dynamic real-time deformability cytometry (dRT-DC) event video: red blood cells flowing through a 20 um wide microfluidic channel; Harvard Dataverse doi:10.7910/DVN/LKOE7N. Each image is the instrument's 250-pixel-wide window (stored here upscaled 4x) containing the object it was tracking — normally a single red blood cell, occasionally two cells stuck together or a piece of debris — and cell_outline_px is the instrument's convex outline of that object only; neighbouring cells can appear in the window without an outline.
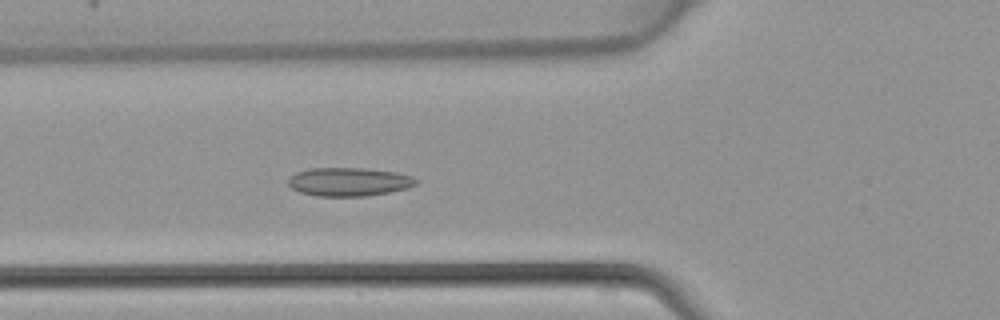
{"species": "common noctule bat (a hibernating species)", "species_latin": "Nyctalus noctula", "temperature_condition": "warm", "stored_images_in_passage": 45, "camera_frame_rate_fps": 3000, "um_per_image_px": 0.085, "animal": {"sex": "female", "body_mass_g": 22.7, "forearm_length_mm": 54.2}, "frame": {"image": 1, "passage_image": 16, "time_ms": 5.0, "image_size_px": [1000, 320], "cell_outline_px": [[420, 184], [408, 188], [388, 192], [364, 196], [316, 196], [300, 192], [292, 188], [288, 184], [288, 180], [296, 172], [308, 168], [364, 168], [396, 172], [412, 176], [420, 180]], "centroid_in_image_um": [29.7, 15.45], "position_along_channel_um": 96.1, "area_um2": 21.39}}
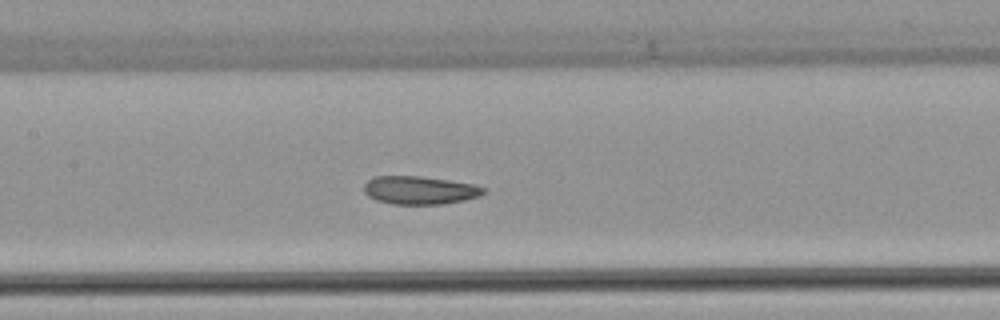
{"frame": {"image": 2, "passage_image": 21, "time_ms": 6.667, "image_size_px": [1000, 320], "cell_outline_px": [[484, 192], [480, 196], [464, 200], [444, 204], [392, 204], [376, 200], [368, 196], [364, 192], [364, 184], [368, 180], [376, 176], [420, 176], [448, 180], [472, 184], [484, 188]], "centroid_in_image_um": [35.64, 16.17], "position_along_channel_um": 171.8, "area_um2": 19.54}}
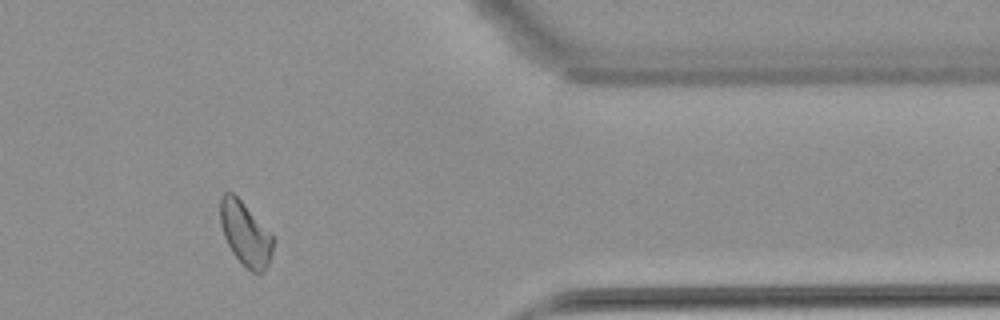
{"frame": {"image": 3, "passage_image": 37, "time_ms": 12.0, "image_size_px": [1000, 320], "cell_outline_px": [[272, 252], [268, 264], [264, 272], [252, 272], [232, 252], [224, 236], [220, 224], [220, 200], [224, 192], [232, 192], [240, 200], [272, 236]], "centroid_in_image_um": [20.82, 19.87], "position_along_channel_um": 390.6, "area_um2": 18.9}}